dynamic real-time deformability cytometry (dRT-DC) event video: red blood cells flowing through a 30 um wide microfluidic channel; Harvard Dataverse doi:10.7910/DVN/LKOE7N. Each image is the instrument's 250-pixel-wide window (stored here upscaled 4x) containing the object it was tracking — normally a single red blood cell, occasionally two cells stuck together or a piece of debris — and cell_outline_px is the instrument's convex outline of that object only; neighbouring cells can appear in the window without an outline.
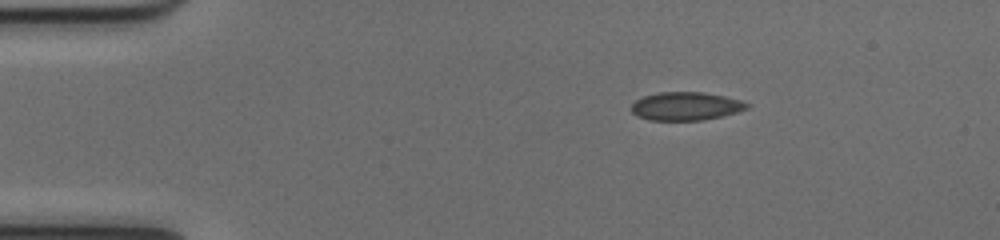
{"species": "common noctule bat (a hibernating species)", "species_latin": "Nyctalus noctula", "temperature_condition": "cold", "stored_images_in_passage": 43, "camera_frame_rate_fps": 3000, "um_per_image_px": 0.085, "animal": {"sex": "female", "body_mass_g": 17.0, "forearm_length_mm": 48.0}, "frame": {"image": 1, "passage_image": 1, "time_ms": 0.0, "image_size_px": [1000, 240], "cell_outline_px": [[752, 104], [748, 108], [736, 112], [704, 120], [648, 120], [636, 116], [632, 112], [632, 104], [636, 100], [644, 96], [660, 92], [704, 92], [724, 96], [740, 100]], "centroid_in_image_um": [58.3, 9.02], "position_along_channel_um": 26.7, "area_um2": 19.02}}
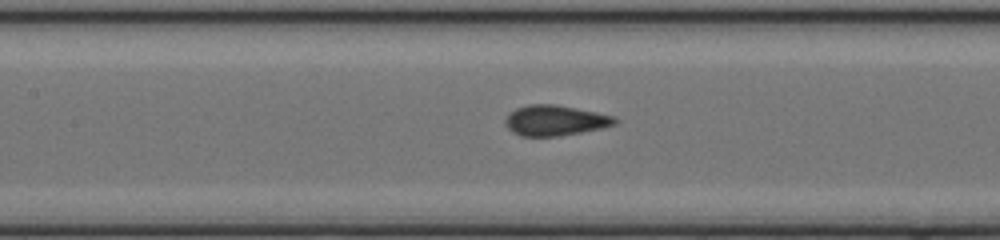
{"frame": {"image": 2, "passage_image": 16, "time_ms": 5.0, "image_size_px": [1000, 240], "cell_outline_px": [[620, 120], [616, 124], [604, 128], [560, 136], [520, 136], [512, 132], [504, 124], [504, 120], [516, 108], [528, 104], [556, 104], [616, 116]], "centroid_in_image_um": [47.22, 10.24], "position_along_channel_um": 160.2, "area_um2": 19.65}}
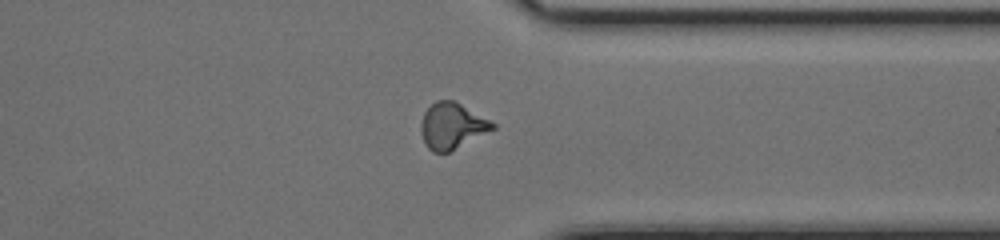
{"frame": {"image": 3, "passage_image": 32, "time_ms": 10.333, "image_size_px": [1000, 240], "cell_outline_px": [[496, 128], [448, 152], [432, 152], [428, 148], [420, 132], [420, 124], [424, 112], [436, 100], [452, 100], [460, 104], [496, 124]], "centroid_in_image_um": [38.39, 10.7], "position_along_channel_um": 373.0, "area_um2": 18.84}, "authors_computed_cell_mechanics": {"area_um2": 18.9584, "velocity_mm_per_s": 4.0399, "shape_relaxation_time_tau1_ms": null, "shape_relaxation_time_tau2_ms": 0.7926, "deformation_change_tau1": null, "deformation_change_tau2": 0.0622}}